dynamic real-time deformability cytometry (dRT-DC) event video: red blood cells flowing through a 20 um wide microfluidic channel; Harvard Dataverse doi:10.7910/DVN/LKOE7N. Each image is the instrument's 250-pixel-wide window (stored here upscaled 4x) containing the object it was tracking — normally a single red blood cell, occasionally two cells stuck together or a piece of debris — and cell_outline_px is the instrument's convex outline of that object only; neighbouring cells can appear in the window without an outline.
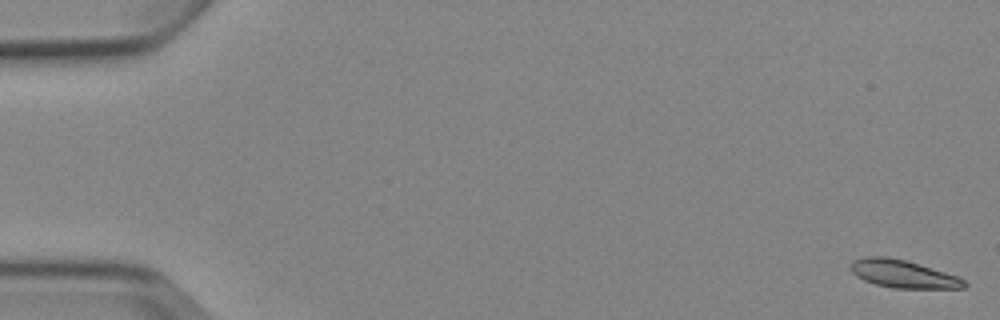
{"species": "Egyptian fruit bat (a non-hibernating species)", "species_latin": "Rousettus aegyptiacus", "temperature_condition": "cold", "stored_images_in_passage": 6, "camera_frame_rate_fps": 3000, "um_per_image_px": 0.085, "animal": {"sex": "female"}, "frame": {"image": 1, "passage_image": 1, "time_ms": 0.0, "image_size_px": [1000, 320], "cell_outline_px": [[968, 284], [964, 288], [892, 288], [876, 284], [864, 280], [856, 276], [852, 272], [852, 264], [856, 260], [864, 256], [884, 256], [904, 260], [944, 272], [956, 276], [964, 280]], "centroid_in_image_um": [76.76, 23.29], "position_along_channel_um": 8.2, "area_um2": 17.98}}
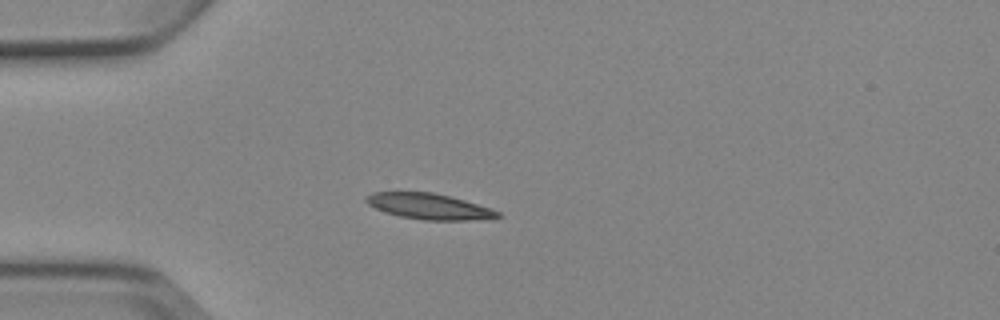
{"frame": {"image": 2, "passage_image": 5, "time_ms": 4.667, "image_size_px": [1000, 320], "cell_outline_px": [[500, 216], [468, 220], [424, 220], [400, 216], [376, 208], [368, 204], [364, 200], [364, 196], [372, 192], [432, 192], [464, 200], [492, 208], [500, 212]], "centroid_in_image_um": [36.43, 17.53], "position_along_channel_um": 48.6, "area_um2": 19.48}}